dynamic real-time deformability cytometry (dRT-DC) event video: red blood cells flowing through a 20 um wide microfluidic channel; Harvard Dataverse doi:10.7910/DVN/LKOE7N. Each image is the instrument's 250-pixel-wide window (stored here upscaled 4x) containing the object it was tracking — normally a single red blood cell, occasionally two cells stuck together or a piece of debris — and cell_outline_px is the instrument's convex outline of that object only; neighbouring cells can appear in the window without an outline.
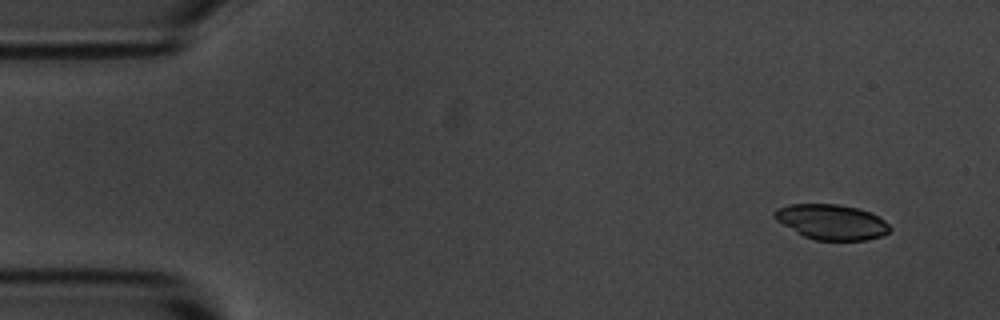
{"species": "common noctule bat (a hibernating species)", "species_latin": "Nyctalus noctula", "temperature_condition": "room temperature", "stored_images_in_passage": 5, "camera_frame_rate_fps": 3000, "um_per_image_px": 0.085, "animal": {"sex": "male", "body_mass_g": 20.1, "forearm_length_mm": 53.5}, "frame": {"image": 1, "passage_image": 1, "time_ms": 0.0, "image_size_px": [1000, 320], "cell_outline_px": [[892, 228], [888, 232], [880, 236], [868, 240], [816, 240], [804, 236], [776, 220], [772, 216], [772, 212], [776, 208], [788, 204], [836, 204], [856, 208], [872, 212], [884, 220]], "centroid_in_image_um": [70.67, 18.86], "position_along_channel_um": 14.3, "area_um2": 23.64}}